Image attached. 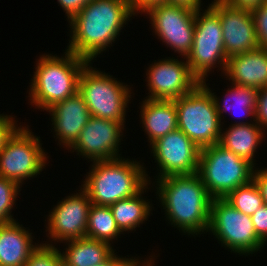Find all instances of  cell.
<instances>
[{"label":"cell","instance_id":"obj_1","mask_svg":"<svg viewBox=\"0 0 267 266\" xmlns=\"http://www.w3.org/2000/svg\"><path fill=\"white\" fill-rule=\"evenodd\" d=\"M132 15L131 0L90 1L68 21L71 40L66 50L91 62L112 46Z\"/></svg>","mask_w":267,"mask_h":266},{"label":"cell","instance_id":"obj_34","mask_svg":"<svg viewBox=\"0 0 267 266\" xmlns=\"http://www.w3.org/2000/svg\"><path fill=\"white\" fill-rule=\"evenodd\" d=\"M252 180L258 187L264 204L267 205V168H263V170L254 168Z\"/></svg>","mask_w":267,"mask_h":266},{"label":"cell","instance_id":"obj_32","mask_svg":"<svg viewBox=\"0 0 267 266\" xmlns=\"http://www.w3.org/2000/svg\"><path fill=\"white\" fill-rule=\"evenodd\" d=\"M13 116L0 114V151L5 146L7 140L19 128Z\"/></svg>","mask_w":267,"mask_h":266},{"label":"cell","instance_id":"obj_20","mask_svg":"<svg viewBox=\"0 0 267 266\" xmlns=\"http://www.w3.org/2000/svg\"><path fill=\"white\" fill-rule=\"evenodd\" d=\"M140 115L142 127L150 145L157 139L178 128L177 110L174 100H155L146 98L142 101Z\"/></svg>","mask_w":267,"mask_h":266},{"label":"cell","instance_id":"obj_29","mask_svg":"<svg viewBox=\"0 0 267 266\" xmlns=\"http://www.w3.org/2000/svg\"><path fill=\"white\" fill-rule=\"evenodd\" d=\"M256 29L257 42L260 48L267 49V0L251 10Z\"/></svg>","mask_w":267,"mask_h":266},{"label":"cell","instance_id":"obj_16","mask_svg":"<svg viewBox=\"0 0 267 266\" xmlns=\"http://www.w3.org/2000/svg\"><path fill=\"white\" fill-rule=\"evenodd\" d=\"M208 5L219 14L227 58L259 48L250 10L233 7L222 0Z\"/></svg>","mask_w":267,"mask_h":266},{"label":"cell","instance_id":"obj_15","mask_svg":"<svg viewBox=\"0 0 267 266\" xmlns=\"http://www.w3.org/2000/svg\"><path fill=\"white\" fill-rule=\"evenodd\" d=\"M79 193L65 197L49 212L46 232L54 243L86 237L89 210L88 194L80 187ZM50 235V236H49Z\"/></svg>","mask_w":267,"mask_h":266},{"label":"cell","instance_id":"obj_14","mask_svg":"<svg viewBox=\"0 0 267 266\" xmlns=\"http://www.w3.org/2000/svg\"><path fill=\"white\" fill-rule=\"evenodd\" d=\"M122 122L91 116L76 141L67 149L89 161L120 158L119 146L123 136Z\"/></svg>","mask_w":267,"mask_h":266},{"label":"cell","instance_id":"obj_9","mask_svg":"<svg viewBox=\"0 0 267 266\" xmlns=\"http://www.w3.org/2000/svg\"><path fill=\"white\" fill-rule=\"evenodd\" d=\"M208 231L215 235L221 246L239 255H252L265 245L255 232L251 216L238 211L224 198L211 202Z\"/></svg>","mask_w":267,"mask_h":266},{"label":"cell","instance_id":"obj_35","mask_svg":"<svg viewBox=\"0 0 267 266\" xmlns=\"http://www.w3.org/2000/svg\"><path fill=\"white\" fill-rule=\"evenodd\" d=\"M115 254L114 251L103 263L96 264L95 266H134L139 261V259L135 257L124 258Z\"/></svg>","mask_w":267,"mask_h":266},{"label":"cell","instance_id":"obj_28","mask_svg":"<svg viewBox=\"0 0 267 266\" xmlns=\"http://www.w3.org/2000/svg\"><path fill=\"white\" fill-rule=\"evenodd\" d=\"M61 252L51 243L38 244L24 266H64Z\"/></svg>","mask_w":267,"mask_h":266},{"label":"cell","instance_id":"obj_21","mask_svg":"<svg viewBox=\"0 0 267 266\" xmlns=\"http://www.w3.org/2000/svg\"><path fill=\"white\" fill-rule=\"evenodd\" d=\"M264 132L265 130L255 121L251 124L239 120V122L229 125L225 131L221 132L219 144L256 168L254 154L264 138Z\"/></svg>","mask_w":267,"mask_h":266},{"label":"cell","instance_id":"obj_38","mask_svg":"<svg viewBox=\"0 0 267 266\" xmlns=\"http://www.w3.org/2000/svg\"><path fill=\"white\" fill-rule=\"evenodd\" d=\"M154 258L152 257V258H150V259H147L146 261H138L134 266H154L155 264H154V260H153ZM142 264H141V263Z\"/></svg>","mask_w":267,"mask_h":266},{"label":"cell","instance_id":"obj_2","mask_svg":"<svg viewBox=\"0 0 267 266\" xmlns=\"http://www.w3.org/2000/svg\"><path fill=\"white\" fill-rule=\"evenodd\" d=\"M155 182L156 195L171 225L193 236L208 232L213 198L198 173L172 175Z\"/></svg>","mask_w":267,"mask_h":266},{"label":"cell","instance_id":"obj_36","mask_svg":"<svg viewBox=\"0 0 267 266\" xmlns=\"http://www.w3.org/2000/svg\"><path fill=\"white\" fill-rule=\"evenodd\" d=\"M163 3H168V0H131V5L135 15H138L139 12L143 13L152 6Z\"/></svg>","mask_w":267,"mask_h":266},{"label":"cell","instance_id":"obj_8","mask_svg":"<svg viewBox=\"0 0 267 266\" xmlns=\"http://www.w3.org/2000/svg\"><path fill=\"white\" fill-rule=\"evenodd\" d=\"M201 11L199 9L195 14L193 46L186 57L192 75L200 83L206 81L208 73L212 68L215 69L217 64L224 74L228 60L219 14L210 5L205 11Z\"/></svg>","mask_w":267,"mask_h":266},{"label":"cell","instance_id":"obj_5","mask_svg":"<svg viewBox=\"0 0 267 266\" xmlns=\"http://www.w3.org/2000/svg\"><path fill=\"white\" fill-rule=\"evenodd\" d=\"M178 129L200 149L219 144L222 122L211 92L199 83L190 93L174 100Z\"/></svg>","mask_w":267,"mask_h":266},{"label":"cell","instance_id":"obj_13","mask_svg":"<svg viewBox=\"0 0 267 266\" xmlns=\"http://www.w3.org/2000/svg\"><path fill=\"white\" fill-rule=\"evenodd\" d=\"M168 57L149 65L146 78L148 99L175 100L190 93L200 82L192 75L189 64Z\"/></svg>","mask_w":267,"mask_h":266},{"label":"cell","instance_id":"obj_11","mask_svg":"<svg viewBox=\"0 0 267 266\" xmlns=\"http://www.w3.org/2000/svg\"><path fill=\"white\" fill-rule=\"evenodd\" d=\"M143 13L150 18L154 33L167 47L184 59L190 54L194 32L196 11L169 3L157 4Z\"/></svg>","mask_w":267,"mask_h":266},{"label":"cell","instance_id":"obj_3","mask_svg":"<svg viewBox=\"0 0 267 266\" xmlns=\"http://www.w3.org/2000/svg\"><path fill=\"white\" fill-rule=\"evenodd\" d=\"M122 159L93 161L91 170L81 185L92 204L110 206L138 194L151 182L140 162Z\"/></svg>","mask_w":267,"mask_h":266},{"label":"cell","instance_id":"obj_30","mask_svg":"<svg viewBox=\"0 0 267 266\" xmlns=\"http://www.w3.org/2000/svg\"><path fill=\"white\" fill-rule=\"evenodd\" d=\"M255 122L262 129H267V87L257 90Z\"/></svg>","mask_w":267,"mask_h":266},{"label":"cell","instance_id":"obj_7","mask_svg":"<svg viewBox=\"0 0 267 266\" xmlns=\"http://www.w3.org/2000/svg\"><path fill=\"white\" fill-rule=\"evenodd\" d=\"M254 167L220 144L204 147L199 154L198 174L213 199L225 198L252 180Z\"/></svg>","mask_w":267,"mask_h":266},{"label":"cell","instance_id":"obj_37","mask_svg":"<svg viewBox=\"0 0 267 266\" xmlns=\"http://www.w3.org/2000/svg\"><path fill=\"white\" fill-rule=\"evenodd\" d=\"M225 3L246 10H253L258 6L262 5L266 0H222Z\"/></svg>","mask_w":267,"mask_h":266},{"label":"cell","instance_id":"obj_18","mask_svg":"<svg viewBox=\"0 0 267 266\" xmlns=\"http://www.w3.org/2000/svg\"><path fill=\"white\" fill-rule=\"evenodd\" d=\"M224 74L232 84L257 90L267 87V49L259 47L229 57Z\"/></svg>","mask_w":267,"mask_h":266},{"label":"cell","instance_id":"obj_22","mask_svg":"<svg viewBox=\"0 0 267 266\" xmlns=\"http://www.w3.org/2000/svg\"><path fill=\"white\" fill-rule=\"evenodd\" d=\"M64 243L68 245L66 250L61 253L64 266H95L103 263L116 251L111 244L88 237Z\"/></svg>","mask_w":267,"mask_h":266},{"label":"cell","instance_id":"obj_25","mask_svg":"<svg viewBox=\"0 0 267 266\" xmlns=\"http://www.w3.org/2000/svg\"><path fill=\"white\" fill-rule=\"evenodd\" d=\"M121 234L124 233L118 228L110 207L92 204L88 215L86 237L111 244L110 242Z\"/></svg>","mask_w":267,"mask_h":266},{"label":"cell","instance_id":"obj_26","mask_svg":"<svg viewBox=\"0 0 267 266\" xmlns=\"http://www.w3.org/2000/svg\"><path fill=\"white\" fill-rule=\"evenodd\" d=\"M238 211L251 216L257 209L264 205L260 191L253 180L237 187L224 198Z\"/></svg>","mask_w":267,"mask_h":266},{"label":"cell","instance_id":"obj_24","mask_svg":"<svg viewBox=\"0 0 267 266\" xmlns=\"http://www.w3.org/2000/svg\"><path fill=\"white\" fill-rule=\"evenodd\" d=\"M202 84L211 92L214 98L220 121L222 120L223 113H225L226 111L228 112L230 110L237 109V107L239 108V111L242 112V115L251 116L250 118H253V121H255L257 89L232 84V86L227 89L228 93L226 92V94L224 95L225 99L222 100L215 95V92L212 93L209 86L206 85V81H203ZM219 100H222L224 103H220ZM237 111L234 112L235 114L233 112L231 113L236 115ZM242 115L240 116L238 114V116L240 117H242Z\"/></svg>","mask_w":267,"mask_h":266},{"label":"cell","instance_id":"obj_4","mask_svg":"<svg viewBox=\"0 0 267 266\" xmlns=\"http://www.w3.org/2000/svg\"><path fill=\"white\" fill-rule=\"evenodd\" d=\"M65 56L40 55L29 89L31 105L48 110L78 92V81L88 60L65 50Z\"/></svg>","mask_w":267,"mask_h":266},{"label":"cell","instance_id":"obj_31","mask_svg":"<svg viewBox=\"0 0 267 266\" xmlns=\"http://www.w3.org/2000/svg\"><path fill=\"white\" fill-rule=\"evenodd\" d=\"M251 220L257 236L266 244L267 242V205L261 206L251 215Z\"/></svg>","mask_w":267,"mask_h":266},{"label":"cell","instance_id":"obj_6","mask_svg":"<svg viewBox=\"0 0 267 266\" xmlns=\"http://www.w3.org/2000/svg\"><path fill=\"white\" fill-rule=\"evenodd\" d=\"M90 64L91 62L80 73L78 93L83 97L91 116L126 123L131 88Z\"/></svg>","mask_w":267,"mask_h":266},{"label":"cell","instance_id":"obj_27","mask_svg":"<svg viewBox=\"0 0 267 266\" xmlns=\"http://www.w3.org/2000/svg\"><path fill=\"white\" fill-rule=\"evenodd\" d=\"M20 188L17 182L0 176V224L16 221L11 210L16 205Z\"/></svg>","mask_w":267,"mask_h":266},{"label":"cell","instance_id":"obj_19","mask_svg":"<svg viewBox=\"0 0 267 266\" xmlns=\"http://www.w3.org/2000/svg\"><path fill=\"white\" fill-rule=\"evenodd\" d=\"M33 236L18 221L0 224V266H24L38 246Z\"/></svg>","mask_w":267,"mask_h":266},{"label":"cell","instance_id":"obj_10","mask_svg":"<svg viewBox=\"0 0 267 266\" xmlns=\"http://www.w3.org/2000/svg\"><path fill=\"white\" fill-rule=\"evenodd\" d=\"M21 126L0 151V176L20 186L24 180L40 174L48 159L40 137L34 136L28 126Z\"/></svg>","mask_w":267,"mask_h":266},{"label":"cell","instance_id":"obj_23","mask_svg":"<svg viewBox=\"0 0 267 266\" xmlns=\"http://www.w3.org/2000/svg\"><path fill=\"white\" fill-rule=\"evenodd\" d=\"M148 185L151 183H148L138 194L121 199L109 206L122 233L124 231L131 232L136 227H140V224H143L145 220L147 221L152 205L143 198L142 194L146 192V189H149Z\"/></svg>","mask_w":267,"mask_h":266},{"label":"cell","instance_id":"obj_17","mask_svg":"<svg viewBox=\"0 0 267 266\" xmlns=\"http://www.w3.org/2000/svg\"><path fill=\"white\" fill-rule=\"evenodd\" d=\"M52 116L53 130L58 143L69 148L78 138L91 114L83 97L77 92L75 95L58 102L48 110Z\"/></svg>","mask_w":267,"mask_h":266},{"label":"cell","instance_id":"obj_12","mask_svg":"<svg viewBox=\"0 0 267 266\" xmlns=\"http://www.w3.org/2000/svg\"><path fill=\"white\" fill-rule=\"evenodd\" d=\"M150 146L160 169L157 179L198 173L201 149L180 129L171 131Z\"/></svg>","mask_w":267,"mask_h":266},{"label":"cell","instance_id":"obj_33","mask_svg":"<svg viewBox=\"0 0 267 266\" xmlns=\"http://www.w3.org/2000/svg\"><path fill=\"white\" fill-rule=\"evenodd\" d=\"M61 8L66 12L68 21L76 15L87 3L92 0H57Z\"/></svg>","mask_w":267,"mask_h":266}]
</instances>
